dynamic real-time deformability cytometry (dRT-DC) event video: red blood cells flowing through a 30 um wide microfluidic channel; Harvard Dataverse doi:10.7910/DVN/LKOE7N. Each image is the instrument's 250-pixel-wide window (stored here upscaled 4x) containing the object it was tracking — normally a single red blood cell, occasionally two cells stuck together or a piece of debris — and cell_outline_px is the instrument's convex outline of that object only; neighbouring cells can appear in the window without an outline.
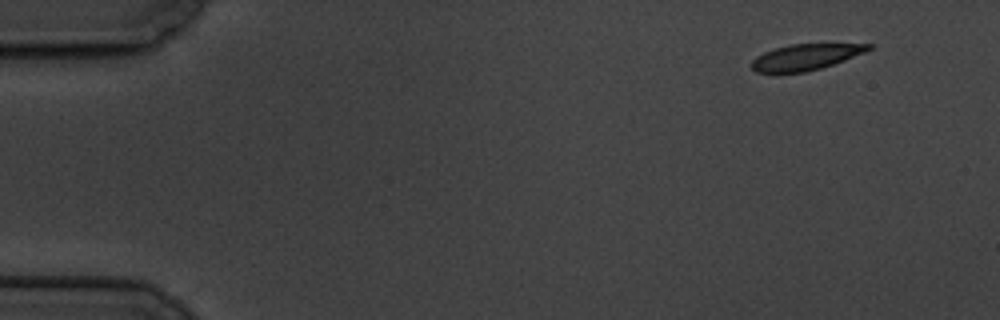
{"species": "common noctule bat (a hibernating species)", "species_latin": "Nyctalus noctula", "temperature_condition": "cold", "stored_images_in_passage": 8, "camera_frame_rate_fps": 3000, "um_per_image_px": 0.085, "animal": {"sex": "male", "body_mass_g": 19.5, "forearm_length_mm": 54.6}, "frame": {"image": 1, "passage_image": 1, "time_ms": 0.0, "image_size_px": [1000, 320], "cell_outline_px": [[872, 48], [864, 52], [844, 60], [820, 68], [804, 72], [756, 72], [752, 68], [752, 60], [756, 56], [764, 52], [776, 48], [792, 44], [872, 44]], "centroid_in_image_um": [68.45, 4.84], "position_along_channel_um": 16.5, "area_um2": 17.28}}
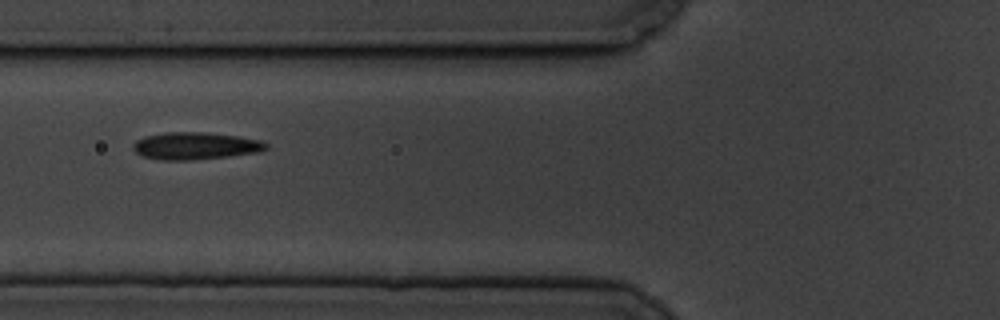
{"frame": {"image": 2, "passage_image": 6, "time_ms": 6.0, "image_size_px": [1000, 320], "cell_outline_px": [[268, 148], [260, 152], [228, 156], [192, 160], [160, 160], [144, 156], [136, 152], [132, 148], [132, 144], [136, 140], [144, 136], [164, 132], [208, 132], [236, 136], [260, 140], [268, 144]], "centroid_in_image_um": [16.59, 12.39], "position_along_channel_um": 109.2, "area_um2": 21.21}}
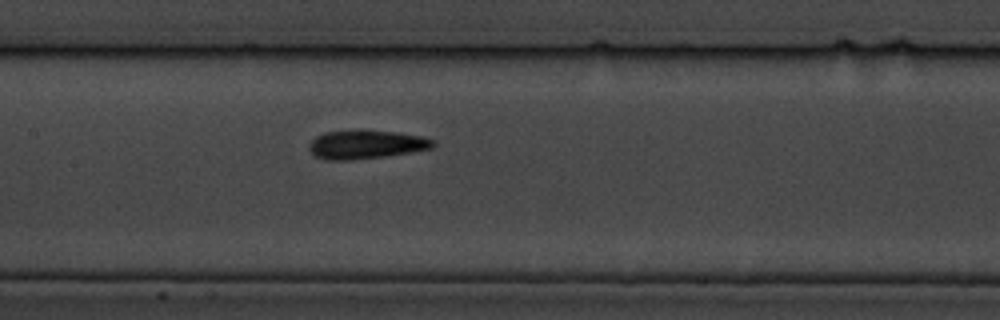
{"frame": {"image": 3, "passage_image": 8, "time_ms": 8.0, "image_size_px": [1000, 320], "cell_outline_px": [[436, 144], [432, 148], [384, 156], [348, 160], [328, 160], [316, 156], [308, 148], [308, 144], [316, 136], [324, 132], [360, 128], [396, 132], [424, 136], [432, 140]], "centroid_in_image_um": [31.08, 12.24], "position_along_channel_um": 176.3, "area_um2": 20.98}}